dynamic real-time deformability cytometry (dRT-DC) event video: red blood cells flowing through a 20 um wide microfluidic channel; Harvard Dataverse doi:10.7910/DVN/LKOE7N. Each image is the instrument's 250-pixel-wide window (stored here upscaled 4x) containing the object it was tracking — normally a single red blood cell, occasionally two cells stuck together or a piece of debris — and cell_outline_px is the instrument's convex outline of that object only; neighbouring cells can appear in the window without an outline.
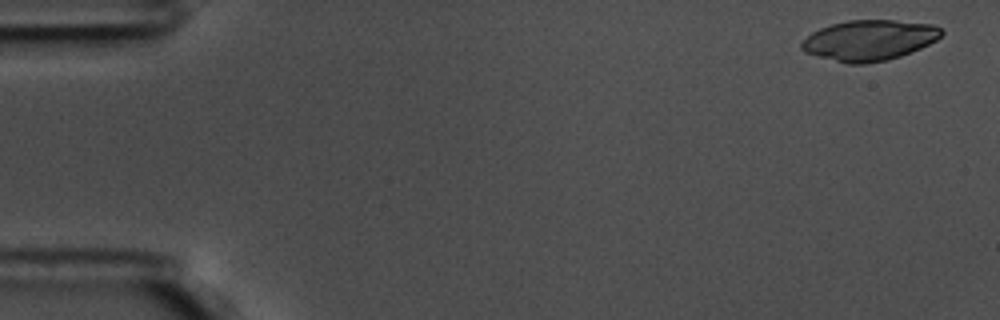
{"species": "common noctule bat (a hibernating species)", "species_latin": "Nyctalus noctula", "temperature_condition": "warm", "stored_images_in_passage": 50, "camera_frame_rate_fps": 3000, "um_per_image_px": 0.085, "animal": {"sex": "male", "body_mass_g": 17.5, "forearm_length_mm": 52.3}, "frame": {"image": 1, "passage_image": 2, "time_ms": 0.333, "image_size_px": [1000, 320], "cell_outline_px": [[944, 32], [936, 40], [920, 48], [900, 56], [888, 60], [864, 64], [848, 64], [804, 52], [800, 48], [800, 44], [812, 32], [820, 28], [832, 24], [848, 20], [896, 20], [932, 24], [940, 28]], "centroid_in_image_um": [73.88, 3.42], "position_along_channel_um": 11.1, "area_um2": 32.89}}